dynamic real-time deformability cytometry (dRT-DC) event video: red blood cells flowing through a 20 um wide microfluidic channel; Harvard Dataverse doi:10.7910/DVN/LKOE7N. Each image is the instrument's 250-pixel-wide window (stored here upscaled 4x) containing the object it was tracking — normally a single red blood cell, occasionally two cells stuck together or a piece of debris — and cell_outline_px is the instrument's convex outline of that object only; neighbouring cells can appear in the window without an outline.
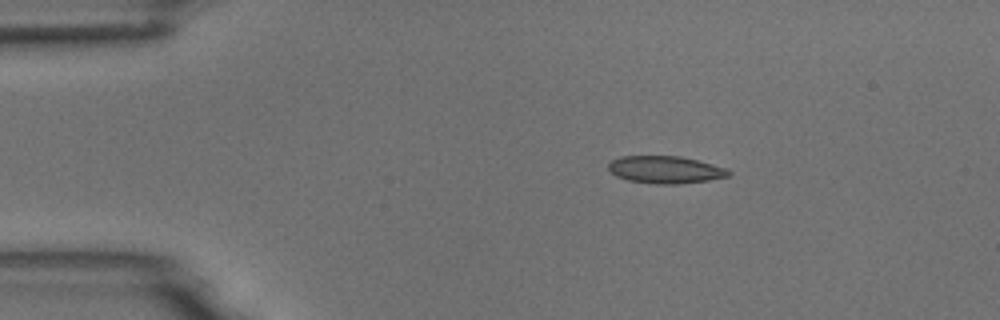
{"species": "common noctule bat (a hibernating species)", "species_latin": "Nyctalus noctula", "temperature_condition": "room temperature", "stored_images_in_passage": 4, "camera_frame_rate_fps": 3000, "um_per_image_px": 0.085, "animal": {"sex": "male", "body_mass_g": 18.8}, "frame": {"image": 1, "passage_image": 2, "time_ms": 1.333, "image_size_px": [1000, 320], "cell_outline_px": [[732, 172], [728, 176], [708, 180], [680, 184], [652, 184], [628, 180], [616, 176], [608, 168], [608, 164], [612, 160], [620, 156], [680, 156], [728, 168]], "centroid_in_image_um": [56.56, 14.43], "position_along_channel_um": 28.4, "area_um2": 19.19}}